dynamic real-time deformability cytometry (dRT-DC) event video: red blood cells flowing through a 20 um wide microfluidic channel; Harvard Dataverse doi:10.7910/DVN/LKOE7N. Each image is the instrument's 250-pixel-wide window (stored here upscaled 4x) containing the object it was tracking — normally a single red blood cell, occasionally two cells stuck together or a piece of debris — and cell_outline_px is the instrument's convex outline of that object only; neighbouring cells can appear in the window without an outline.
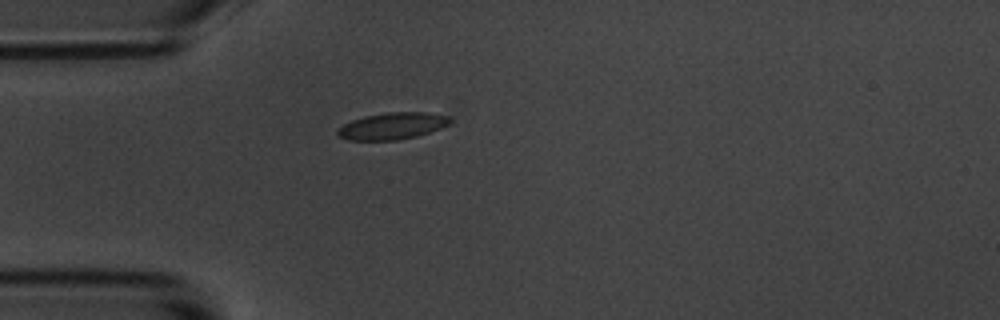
{"species": "common noctule bat (a hibernating species)", "species_latin": "Nyctalus noctula", "temperature_condition": "room temperature", "stored_images_in_passage": 5, "camera_frame_rate_fps": 3000, "um_per_image_px": 0.085, "animal": {"sex": "male", "body_mass_g": 20.1, "forearm_length_mm": 53.5}, "frame": {"image": 1, "passage_image": 4, "time_ms": 4.333, "image_size_px": [1000, 320], "cell_outline_px": [[452, 120], [448, 124], [440, 128], [416, 136], [396, 140], [348, 140], [340, 136], [336, 132], [344, 124], [352, 120], [364, 116], [388, 112], [428, 112], [448, 116]], "centroid_in_image_um": [33.35, 10.7], "position_along_channel_um": 51.6, "area_um2": 17.34}}